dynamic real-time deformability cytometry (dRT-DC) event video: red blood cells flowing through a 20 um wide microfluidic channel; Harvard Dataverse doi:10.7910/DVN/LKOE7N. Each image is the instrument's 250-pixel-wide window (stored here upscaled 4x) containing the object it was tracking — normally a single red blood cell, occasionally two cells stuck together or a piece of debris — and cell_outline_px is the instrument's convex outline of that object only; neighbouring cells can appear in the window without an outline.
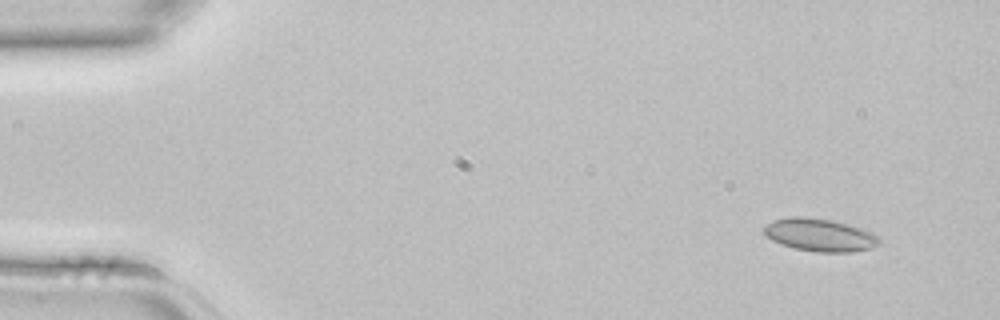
{"species": "common noctule bat (a hibernating species)", "species_latin": "Nyctalus noctula", "temperature_condition": "room temperature", "stored_images_in_passage": 3, "camera_frame_rate_fps": 3000, "um_per_image_px": 0.085, "animal": {"sex": "female", "body_mass_g": 22.7, "forearm_length_mm": 54.2}, "frame": {"image": 1, "passage_image": 1, "time_ms": 0.0, "image_size_px": [1000, 320], "cell_outline_px": [[880, 240], [876, 244], [868, 248], [852, 252], [816, 252], [796, 248], [780, 244], [764, 236], [764, 224], [772, 220], [792, 216], [804, 216], [832, 220], [848, 224], [872, 232]], "centroid_in_image_um": [69.6, 19.95], "position_along_channel_um": 15.4, "area_um2": 21.96}}
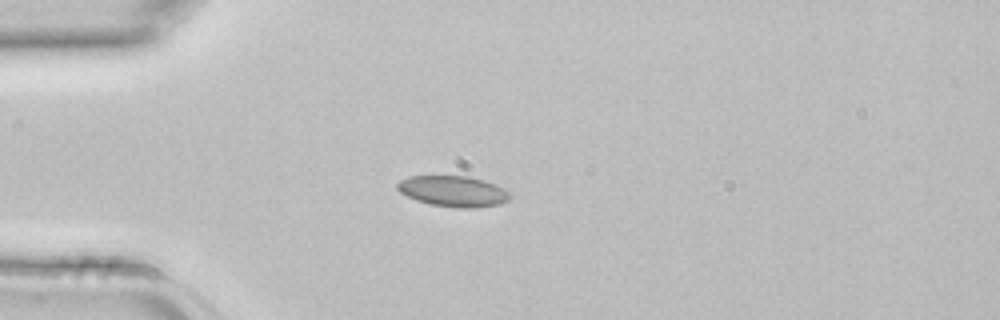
{"frame": {"image": 2, "passage_image": 3, "time_ms": 0.667, "image_size_px": [1000, 320], "cell_outline_px": [[508, 200], [500, 204], [476, 208], [460, 208], [432, 204], [416, 200], [400, 192], [396, 188], [396, 184], [400, 180], [408, 176], [468, 176], [484, 180], [504, 188], [508, 192]], "centroid_in_image_um": [38.5, 16.25], "position_along_channel_um": 46.5, "area_um2": 20.11}}